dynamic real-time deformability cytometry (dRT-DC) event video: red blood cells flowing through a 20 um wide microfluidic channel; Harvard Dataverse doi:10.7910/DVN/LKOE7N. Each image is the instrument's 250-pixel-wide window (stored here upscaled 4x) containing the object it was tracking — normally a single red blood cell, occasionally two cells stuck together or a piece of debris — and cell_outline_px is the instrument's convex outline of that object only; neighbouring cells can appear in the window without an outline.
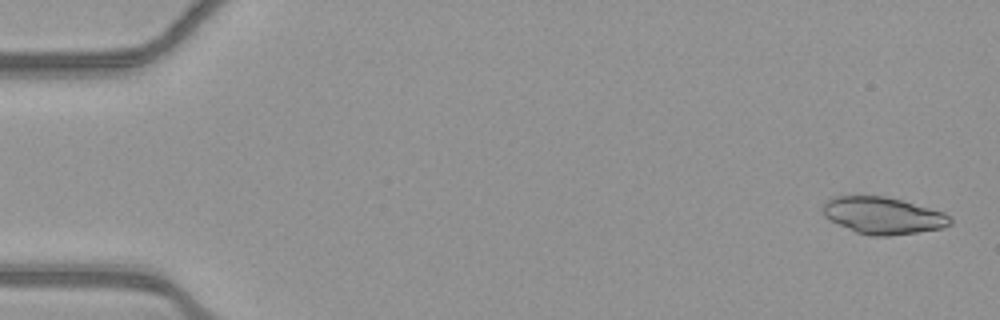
{"species": "common noctule bat (a hibernating species)", "species_latin": "Nyctalus noctula", "temperature_condition": "warm", "stored_images_in_passage": 53, "camera_frame_rate_fps": 3000, "um_per_image_px": 0.085, "animal": {"sex": "female", "body_mass_g": 21.9}, "frame": {"image": 1, "passage_image": 2, "time_ms": 0.333, "image_size_px": [1000, 320], "cell_outline_px": [[952, 224], [944, 228], [888, 236], [872, 236], [856, 232], [824, 216], [824, 200], [832, 196], [884, 196], [900, 200], [944, 212], [952, 220]], "centroid_in_image_um": [75.07, 18.32], "position_along_channel_um": 9.9, "area_um2": 27.11}}